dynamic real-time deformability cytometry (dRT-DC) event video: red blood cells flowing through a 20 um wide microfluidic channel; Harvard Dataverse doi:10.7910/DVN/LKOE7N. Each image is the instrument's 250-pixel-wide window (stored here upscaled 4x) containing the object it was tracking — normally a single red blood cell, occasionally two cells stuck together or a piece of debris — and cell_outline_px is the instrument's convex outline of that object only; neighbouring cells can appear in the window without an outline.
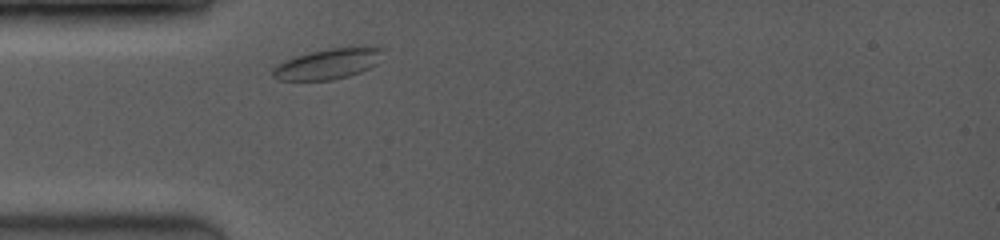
{"species": "common noctule bat (a hibernating species)", "species_latin": "Nyctalus noctula", "temperature_condition": "room temperature", "stored_images_in_passage": 18, "camera_frame_rate_fps": 3500, "um_per_image_px": 0.085, "animal": {"sex": "female", "body_mass_g": 19.0, "forearm_length_mm": 53.3}, "frame": {"image": 1, "passage_image": 1, "time_ms": 0.0, "image_size_px": [1000, 240], "cell_outline_px": [[384, 48], [376, 64], [360, 72], [348, 76], [332, 80], [280, 80], [272, 76], [272, 68], [276, 64], [284, 60], [296, 56], [328, 48]], "centroid_in_image_um": [27.79, 5.45], "position_along_channel_um": 57.2, "area_um2": 19.13}}
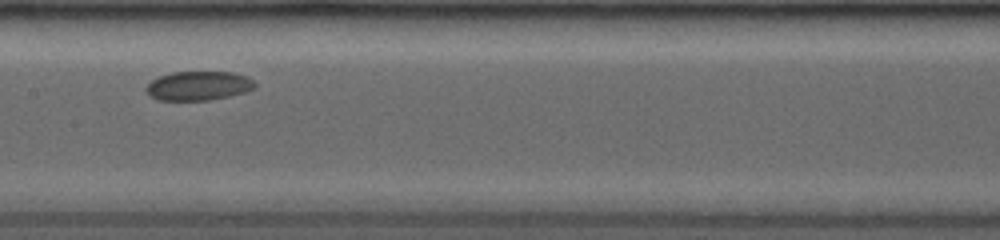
{"frame": {"image": 2, "passage_image": 7, "time_ms": 3.714, "image_size_px": [1000, 240], "cell_outline_px": [[256, 84], [252, 88], [244, 92], [228, 96], [208, 100], [160, 100], [148, 96], [144, 92], [144, 88], [152, 80], [160, 76], [172, 72], [232, 72], [244, 76], [252, 80]], "centroid_in_image_um": [16.79, 7.29], "position_along_channel_um": 190.6, "area_um2": 18.32}}
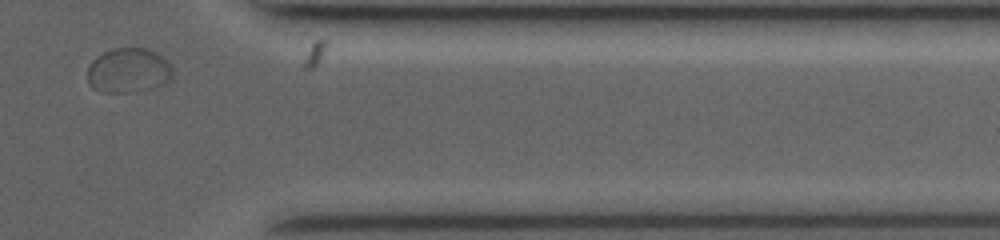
{"frame": {"image": 3, "passage_image": 18, "time_ms": 9.429, "image_size_px": [1000, 240], "cell_outline_px": [[172, 80], [148, 88], [128, 92], [100, 92], [92, 88], [88, 84], [88, 68], [92, 60], [96, 56], [112, 48], [144, 48], [156, 52], [172, 68]], "centroid_in_image_um": [10.87, 5.98], "position_along_channel_um": 400.5, "area_um2": 21.96}}